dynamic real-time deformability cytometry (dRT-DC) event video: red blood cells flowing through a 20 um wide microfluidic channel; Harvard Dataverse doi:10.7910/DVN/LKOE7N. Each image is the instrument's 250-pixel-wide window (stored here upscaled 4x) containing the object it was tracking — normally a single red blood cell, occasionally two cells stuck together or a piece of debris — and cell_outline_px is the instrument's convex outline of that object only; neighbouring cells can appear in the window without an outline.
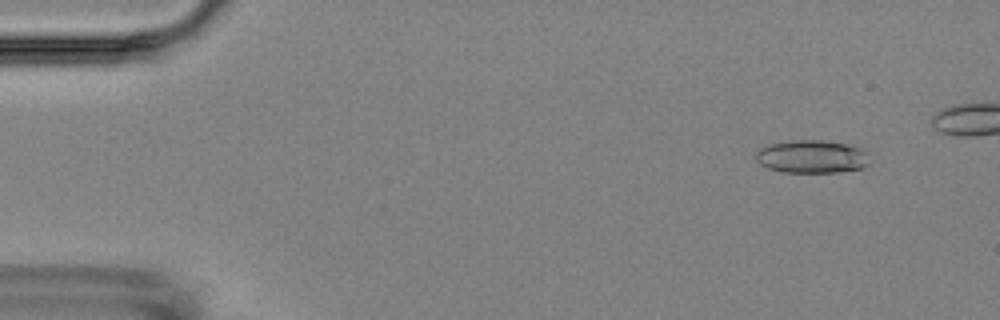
{"species": "Egyptian fruit bat (a non-hibernating species)", "species_latin": "Rousettus aegyptiacus", "temperature_condition": "room temperature", "stored_images_in_passage": 3, "camera_frame_rate_fps": 3000, "um_per_image_px": 0.085, "animal": {"sex": "female"}, "frame": {"image": 1, "passage_image": 3, "time_ms": 3.333, "image_size_px": [1000, 320], "cell_outline_px": [[868, 164], [860, 168], [836, 172], [784, 172], [768, 168], [760, 164], [756, 160], [756, 152], [760, 148], [768, 144], [792, 140], [820, 140], [844, 144], [860, 148], [868, 152]], "centroid_in_image_um": [68.97, 13.31], "position_along_channel_um": 16.0, "area_um2": 21.73}}